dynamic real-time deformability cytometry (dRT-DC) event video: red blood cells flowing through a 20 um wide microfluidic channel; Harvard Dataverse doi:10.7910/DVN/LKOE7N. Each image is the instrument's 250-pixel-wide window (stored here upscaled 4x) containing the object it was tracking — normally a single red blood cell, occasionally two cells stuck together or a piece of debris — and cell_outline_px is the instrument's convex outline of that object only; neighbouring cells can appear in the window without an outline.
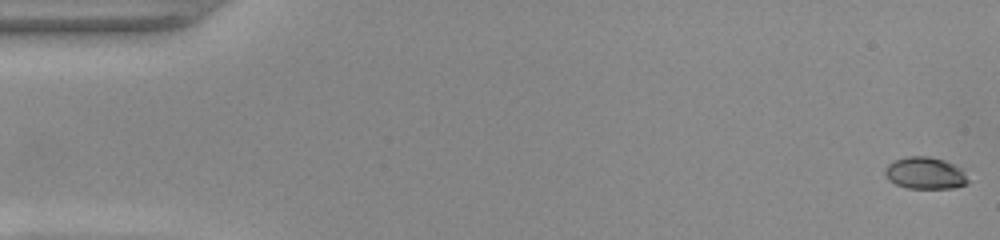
{"species": "common noctule bat (a hibernating species)", "species_latin": "Nyctalus noctula", "temperature_condition": "warm", "stored_images_in_passage": 52, "camera_frame_rate_fps": 3000, "um_per_image_px": 0.085, "animal": {"sex": "female", "body_mass_g": 22.0, "forearm_length_mm": 56.7}, "frame": {"image": 1, "passage_image": 1, "time_ms": 0.0, "image_size_px": [1000, 240], "cell_outline_px": [[968, 184], [952, 188], [908, 188], [896, 184], [888, 180], [884, 172], [884, 168], [888, 164], [896, 160], [908, 156], [928, 156], [944, 160], [960, 168], [964, 172], [968, 180]], "centroid_in_image_um": [78.62, 14.72], "position_along_channel_um": 6.4, "area_um2": 15.37}}
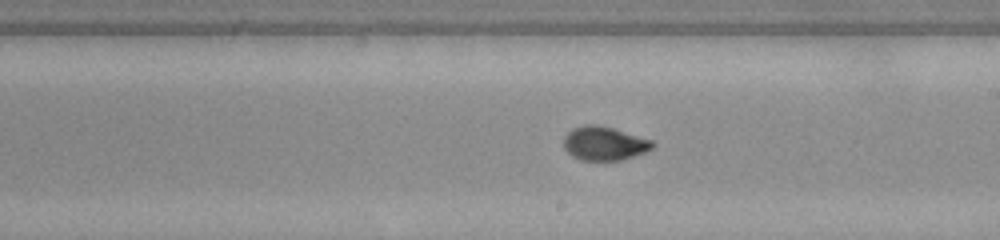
{"frame": {"image": 2, "passage_image": 30, "time_ms": 9.667, "image_size_px": [1000, 240], "cell_outline_px": [[656, 144], [652, 148], [644, 152], [620, 160], [580, 160], [572, 156], [564, 148], [564, 136], [572, 128], [584, 124], [596, 124], [612, 128], [652, 140]], "centroid_in_image_um": [51.33, 12.18], "position_along_channel_um": 237.7, "area_um2": 17.4}}
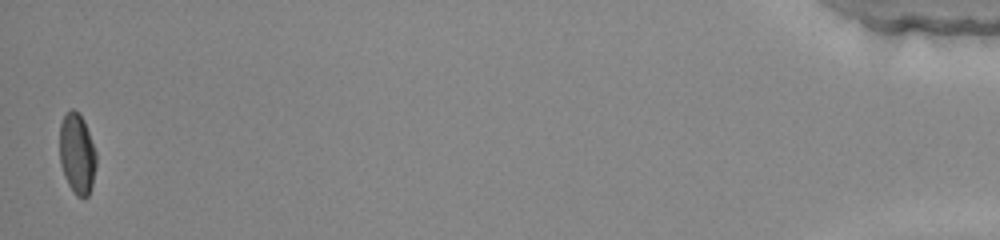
{"frame": {"image": 3, "passage_image": 52, "time_ms": 17.0, "image_size_px": [1000, 240], "cell_outline_px": [[96, 168], [92, 184], [88, 196], [76, 196], [68, 184], [64, 176], [60, 164], [60, 124], [64, 116], [72, 108], [80, 112], [84, 120], [96, 152]], "centroid_in_image_um": [6.55, 13.05], "position_along_channel_um": 428.6, "area_um2": 17.22}, "authors_computed_cell_mechanics": {"area_um2": 17.2244, "velocity_mm_per_s": 3.9362, "shape_relaxation_time_tau1_ms": 3.3331, "shape_relaxation_time_tau2_ms": null, "deformation_change_tau1": 0.176, "deformation_change_tau2": null}}